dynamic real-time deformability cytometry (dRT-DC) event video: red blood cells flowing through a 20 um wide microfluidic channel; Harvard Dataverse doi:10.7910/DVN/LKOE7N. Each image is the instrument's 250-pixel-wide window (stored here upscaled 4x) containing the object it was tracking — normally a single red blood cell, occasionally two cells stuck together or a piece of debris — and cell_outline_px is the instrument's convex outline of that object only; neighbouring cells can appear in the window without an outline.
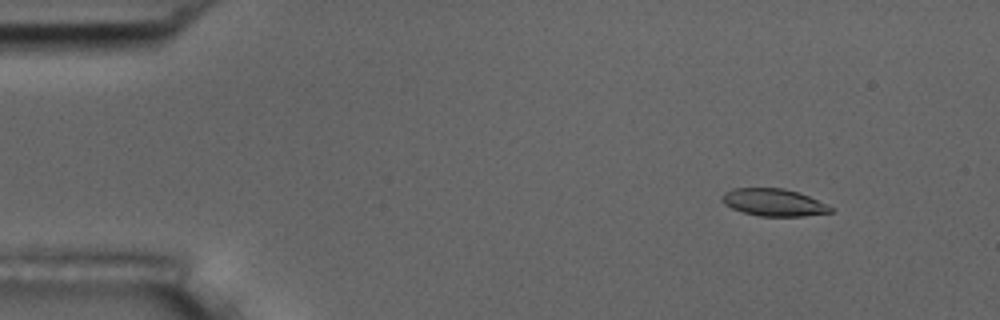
{"species": "common noctule bat (a hibernating species)", "species_latin": "Nyctalus noctula", "temperature_condition": "room temperature", "stored_images_in_passage": 6, "segment_of_instrument_passage": [2, 2], "camera_frame_rate_fps": 3000, "um_per_image_px": 0.085, "animal": {"sex": "male", "body_mass_g": 17.5, "forearm_length_mm": 52.3}, "frame": {"image": 1, "passage_image": 6, "time_ms": 7.0, "image_size_px": [1000, 320], "cell_outline_px": [[832, 212], [804, 216], [760, 216], [744, 212], [732, 208], [724, 204], [720, 200], [720, 196], [724, 192], [732, 188], [784, 188], [800, 192], [832, 208]], "centroid_in_image_um": [65.7, 17.19], "position_along_channel_um": 19.3, "area_um2": 17.22}}